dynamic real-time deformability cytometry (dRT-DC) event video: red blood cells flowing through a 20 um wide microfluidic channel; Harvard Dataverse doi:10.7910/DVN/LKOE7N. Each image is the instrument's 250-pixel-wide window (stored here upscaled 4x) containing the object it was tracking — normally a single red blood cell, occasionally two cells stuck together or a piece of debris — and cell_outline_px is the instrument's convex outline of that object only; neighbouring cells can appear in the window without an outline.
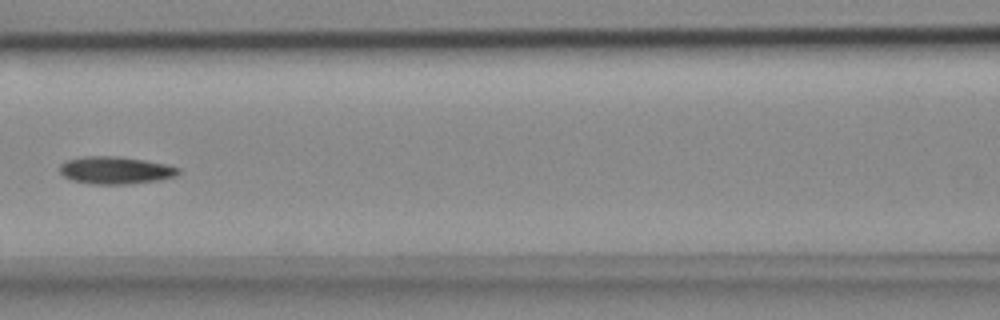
{"species": "common noctule bat (a hibernating species)", "species_latin": "Nyctalus noctula", "temperature_condition": "cold", "stored_images_in_passage": 8, "camera_frame_rate_fps": 3000, "um_per_image_px": 0.085, "animal": {"sex": "female", "body_mass_g": 18.4}, "frame": {"image": 1, "passage_image": 6, "time_ms": 1.667, "image_size_px": [1000, 320], "cell_outline_px": [[180, 172], [176, 176], [160, 180], [132, 184], [92, 184], [72, 180], [64, 176], [60, 172], [60, 164], [68, 160], [84, 156], [116, 156], [144, 160], [164, 164], [180, 168]], "centroid_in_image_um": [9.83, 14.48], "position_along_channel_um": 156.8, "area_um2": 18.96}}
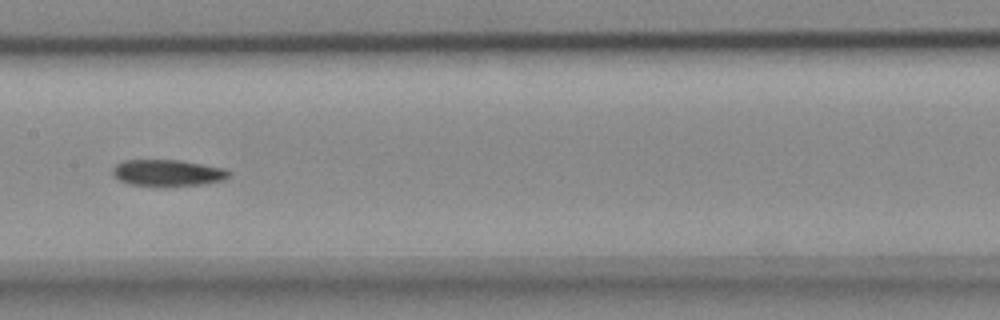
{"frame": {"image": 2, "passage_image": 7, "time_ms": 2.0, "image_size_px": [1000, 320], "cell_outline_px": [[232, 176], [224, 180], [204, 184], [164, 188], [156, 188], [128, 184], [120, 180], [112, 172], [112, 168], [116, 164], [124, 160], [176, 160], [224, 168], [232, 172]], "centroid_in_image_um": [14.27, 14.74], "position_along_channel_um": 193.1, "area_um2": 18.55}}
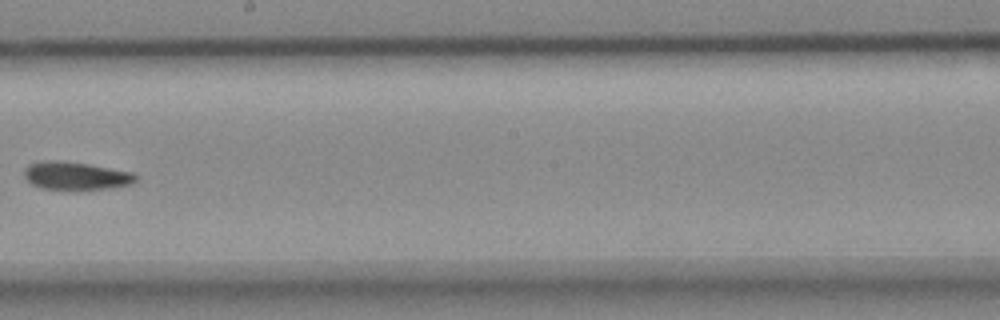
{"frame": {"image": 3, "passage_image": 8, "time_ms": 2.333, "image_size_px": [1000, 320], "cell_outline_px": [[136, 180], [132, 184], [116, 188], [76, 192], [40, 188], [32, 184], [24, 176], [24, 168], [28, 164], [44, 160], [56, 160], [88, 164], [132, 172], [136, 176]], "centroid_in_image_um": [6.44, 14.99], "position_along_channel_um": 241.8, "area_um2": 18.96}}